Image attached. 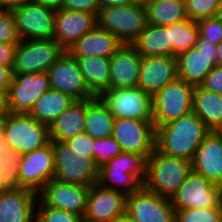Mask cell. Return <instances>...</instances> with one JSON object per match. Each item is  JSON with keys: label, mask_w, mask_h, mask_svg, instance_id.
<instances>
[{"label": "cell", "mask_w": 222, "mask_h": 222, "mask_svg": "<svg viewBox=\"0 0 222 222\" xmlns=\"http://www.w3.org/2000/svg\"><path fill=\"white\" fill-rule=\"evenodd\" d=\"M97 25L116 36L123 45H131L147 25L145 6L128 4L101 8Z\"/></svg>", "instance_id": "cell-5"}, {"label": "cell", "mask_w": 222, "mask_h": 222, "mask_svg": "<svg viewBox=\"0 0 222 222\" xmlns=\"http://www.w3.org/2000/svg\"><path fill=\"white\" fill-rule=\"evenodd\" d=\"M64 52L55 39L20 40L15 52L13 75L47 72Z\"/></svg>", "instance_id": "cell-7"}, {"label": "cell", "mask_w": 222, "mask_h": 222, "mask_svg": "<svg viewBox=\"0 0 222 222\" xmlns=\"http://www.w3.org/2000/svg\"><path fill=\"white\" fill-rule=\"evenodd\" d=\"M89 90L101 96L110 90V58L101 56L76 58Z\"/></svg>", "instance_id": "cell-30"}, {"label": "cell", "mask_w": 222, "mask_h": 222, "mask_svg": "<svg viewBox=\"0 0 222 222\" xmlns=\"http://www.w3.org/2000/svg\"><path fill=\"white\" fill-rule=\"evenodd\" d=\"M178 78L176 57H141L137 87L153 96L166 84Z\"/></svg>", "instance_id": "cell-20"}, {"label": "cell", "mask_w": 222, "mask_h": 222, "mask_svg": "<svg viewBox=\"0 0 222 222\" xmlns=\"http://www.w3.org/2000/svg\"><path fill=\"white\" fill-rule=\"evenodd\" d=\"M70 147H72L73 151L79 152H93V142L94 138H92L86 132H83L77 136H74L65 141Z\"/></svg>", "instance_id": "cell-44"}, {"label": "cell", "mask_w": 222, "mask_h": 222, "mask_svg": "<svg viewBox=\"0 0 222 222\" xmlns=\"http://www.w3.org/2000/svg\"><path fill=\"white\" fill-rule=\"evenodd\" d=\"M18 174L20 188L37 194L55 177L53 141L44 147L21 155Z\"/></svg>", "instance_id": "cell-12"}, {"label": "cell", "mask_w": 222, "mask_h": 222, "mask_svg": "<svg viewBox=\"0 0 222 222\" xmlns=\"http://www.w3.org/2000/svg\"><path fill=\"white\" fill-rule=\"evenodd\" d=\"M175 211V222H222V204L219 207Z\"/></svg>", "instance_id": "cell-35"}, {"label": "cell", "mask_w": 222, "mask_h": 222, "mask_svg": "<svg viewBox=\"0 0 222 222\" xmlns=\"http://www.w3.org/2000/svg\"><path fill=\"white\" fill-rule=\"evenodd\" d=\"M199 36L211 44H219L222 41V17L215 16L197 21Z\"/></svg>", "instance_id": "cell-40"}, {"label": "cell", "mask_w": 222, "mask_h": 222, "mask_svg": "<svg viewBox=\"0 0 222 222\" xmlns=\"http://www.w3.org/2000/svg\"><path fill=\"white\" fill-rule=\"evenodd\" d=\"M216 47L198 36L195 47L176 56L178 78L193 86L201 85L217 65Z\"/></svg>", "instance_id": "cell-14"}, {"label": "cell", "mask_w": 222, "mask_h": 222, "mask_svg": "<svg viewBox=\"0 0 222 222\" xmlns=\"http://www.w3.org/2000/svg\"><path fill=\"white\" fill-rule=\"evenodd\" d=\"M141 57L131 45H123L110 57V89L137 87Z\"/></svg>", "instance_id": "cell-23"}, {"label": "cell", "mask_w": 222, "mask_h": 222, "mask_svg": "<svg viewBox=\"0 0 222 222\" xmlns=\"http://www.w3.org/2000/svg\"><path fill=\"white\" fill-rule=\"evenodd\" d=\"M209 132L205 123L191 111L156 128L155 148L166 156L191 162Z\"/></svg>", "instance_id": "cell-1"}, {"label": "cell", "mask_w": 222, "mask_h": 222, "mask_svg": "<svg viewBox=\"0 0 222 222\" xmlns=\"http://www.w3.org/2000/svg\"><path fill=\"white\" fill-rule=\"evenodd\" d=\"M4 10V7L2 6V4L0 3V12H2Z\"/></svg>", "instance_id": "cell-59"}, {"label": "cell", "mask_w": 222, "mask_h": 222, "mask_svg": "<svg viewBox=\"0 0 222 222\" xmlns=\"http://www.w3.org/2000/svg\"><path fill=\"white\" fill-rule=\"evenodd\" d=\"M19 41L13 14L10 9H4L0 12V43L18 44Z\"/></svg>", "instance_id": "cell-41"}, {"label": "cell", "mask_w": 222, "mask_h": 222, "mask_svg": "<svg viewBox=\"0 0 222 222\" xmlns=\"http://www.w3.org/2000/svg\"><path fill=\"white\" fill-rule=\"evenodd\" d=\"M21 154L7 146L5 148V156H2L0 162L2 166L3 181L8 188H20L18 166Z\"/></svg>", "instance_id": "cell-37"}, {"label": "cell", "mask_w": 222, "mask_h": 222, "mask_svg": "<svg viewBox=\"0 0 222 222\" xmlns=\"http://www.w3.org/2000/svg\"><path fill=\"white\" fill-rule=\"evenodd\" d=\"M191 170L190 161L166 156L155 148L147 158L143 187L152 193L171 199Z\"/></svg>", "instance_id": "cell-2"}, {"label": "cell", "mask_w": 222, "mask_h": 222, "mask_svg": "<svg viewBox=\"0 0 222 222\" xmlns=\"http://www.w3.org/2000/svg\"><path fill=\"white\" fill-rule=\"evenodd\" d=\"M12 79V67L0 66V89L8 90Z\"/></svg>", "instance_id": "cell-46"}, {"label": "cell", "mask_w": 222, "mask_h": 222, "mask_svg": "<svg viewBox=\"0 0 222 222\" xmlns=\"http://www.w3.org/2000/svg\"><path fill=\"white\" fill-rule=\"evenodd\" d=\"M97 184L102 188L122 192L126 196L137 192L143 186L133 174L119 169L98 171Z\"/></svg>", "instance_id": "cell-33"}, {"label": "cell", "mask_w": 222, "mask_h": 222, "mask_svg": "<svg viewBox=\"0 0 222 222\" xmlns=\"http://www.w3.org/2000/svg\"><path fill=\"white\" fill-rule=\"evenodd\" d=\"M112 222H135L134 220H132L126 213L116 217Z\"/></svg>", "instance_id": "cell-53"}, {"label": "cell", "mask_w": 222, "mask_h": 222, "mask_svg": "<svg viewBox=\"0 0 222 222\" xmlns=\"http://www.w3.org/2000/svg\"><path fill=\"white\" fill-rule=\"evenodd\" d=\"M75 101L71 96L50 88L34 102L28 114L49 127Z\"/></svg>", "instance_id": "cell-28"}, {"label": "cell", "mask_w": 222, "mask_h": 222, "mask_svg": "<svg viewBox=\"0 0 222 222\" xmlns=\"http://www.w3.org/2000/svg\"><path fill=\"white\" fill-rule=\"evenodd\" d=\"M79 222H94V221H90V220H88L86 218H81Z\"/></svg>", "instance_id": "cell-57"}, {"label": "cell", "mask_w": 222, "mask_h": 222, "mask_svg": "<svg viewBox=\"0 0 222 222\" xmlns=\"http://www.w3.org/2000/svg\"><path fill=\"white\" fill-rule=\"evenodd\" d=\"M90 186L65 184L50 180L38 193V199L45 205L66 210L84 218Z\"/></svg>", "instance_id": "cell-17"}, {"label": "cell", "mask_w": 222, "mask_h": 222, "mask_svg": "<svg viewBox=\"0 0 222 222\" xmlns=\"http://www.w3.org/2000/svg\"><path fill=\"white\" fill-rule=\"evenodd\" d=\"M85 100L75 101L48 127L50 141H62L84 132Z\"/></svg>", "instance_id": "cell-25"}, {"label": "cell", "mask_w": 222, "mask_h": 222, "mask_svg": "<svg viewBox=\"0 0 222 222\" xmlns=\"http://www.w3.org/2000/svg\"><path fill=\"white\" fill-rule=\"evenodd\" d=\"M20 40L54 39L55 11L35 2L11 9Z\"/></svg>", "instance_id": "cell-8"}, {"label": "cell", "mask_w": 222, "mask_h": 222, "mask_svg": "<svg viewBox=\"0 0 222 222\" xmlns=\"http://www.w3.org/2000/svg\"><path fill=\"white\" fill-rule=\"evenodd\" d=\"M112 169L125 170L126 173L133 174L143 184L146 178L147 158L143 154L122 152L98 171H111Z\"/></svg>", "instance_id": "cell-34"}, {"label": "cell", "mask_w": 222, "mask_h": 222, "mask_svg": "<svg viewBox=\"0 0 222 222\" xmlns=\"http://www.w3.org/2000/svg\"><path fill=\"white\" fill-rule=\"evenodd\" d=\"M9 112L8 90L0 89V114Z\"/></svg>", "instance_id": "cell-49"}, {"label": "cell", "mask_w": 222, "mask_h": 222, "mask_svg": "<svg viewBox=\"0 0 222 222\" xmlns=\"http://www.w3.org/2000/svg\"><path fill=\"white\" fill-rule=\"evenodd\" d=\"M132 4L145 6L150 0H130Z\"/></svg>", "instance_id": "cell-56"}, {"label": "cell", "mask_w": 222, "mask_h": 222, "mask_svg": "<svg viewBox=\"0 0 222 222\" xmlns=\"http://www.w3.org/2000/svg\"><path fill=\"white\" fill-rule=\"evenodd\" d=\"M192 171L222 188V135L210 131L197 148L191 161Z\"/></svg>", "instance_id": "cell-19"}, {"label": "cell", "mask_w": 222, "mask_h": 222, "mask_svg": "<svg viewBox=\"0 0 222 222\" xmlns=\"http://www.w3.org/2000/svg\"><path fill=\"white\" fill-rule=\"evenodd\" d=\"M112 136L122 152L143 154L148 158L155 149L156 129L153 121L115 118Z\"/></svg>", "instance_id": "cell-11"}, {"label": "cell", "mask_w": 222, "mask_h": 222, "mask_svg": "<svg viewBox=\"0 0 222 222\" xmlns=\"http://www.w3.org/2000/svg\"><path fill=\"white\" fill-rule=\"evenodd\" d=\"M175 212L170 199L143 186L126 197L125 213L135 222H175Z\"/></svg>", "instance_id": "cell-15"}, {"label": "cell", "mask_w": 222, "mask_h": 222, "mask_svg": "<svg viewBox=\"0 0 222 222\" xmlns=\"http://www.w3.org/2000/svg\"><path fill=\"white\" fill-rule=\"evenodd\" d=\"M7 146L8 145L4 141L0 143V162L2 160V156H5V148Z\"/></svg>", "instance_id": "cell-55"}, {"label": "cell", "mask_w": 222, "mask_h": 222, "mask_svg": "<svg viewBox=\"0 0 222 222\" xmlns=\"http://www.w3.org/2000/svg\"><path fill=\"white\" fill-rule=\"evenodd\" d=\"M189 20L198 21L219 16L221 0H185Z\"/></svg>", "instance_id": "cell-38"}, {"label": "cell", "mask_w": 222, "mask_h": 222, "mask_svg": "<svg viewBox=\"0 0 222 222\" xmlns=\"http://www.w3.org/2000/svg\"><path fill=\"white\" fill-rule=\"evenodd\" d=\"M92 148L94 153V165L98 170L107 164L113 157L122 153L119 144L113 136L94 139Z\"/></svg>", "instance_id": "cell-36"}, {"label": "cell", "mask_w": 222, "mask_h": 222, "mask_svg": "<svg viewBox=\"0 0 222 222\" xmlns=\"http://www.w3.org/2000/svg\"><path fill=\"white\" fill-rule=\"evenodd\" d=\"M208 91L222 95V65H216L200 85Z\"/></svg>", "instance_id": "cell-43"}, {"label": "cell", "mask_w": 222, "mask_h": 222, "mask_svg": "<svg viewBox=\"0 0 222 222\" xmlns=\"http://www.w3.org/2000/svg\"><path fill=\"white\" fill-rule=\"evenodd\" d=\"M192 111L210 131L222 130V95L194 86Z\"/></svg>", "instance_id": "cell-26"}, {"label": "cell", "mask_w": 222, "mask_h": 222, "mask_svg": "<svg viewBox=\"0 0 222 222\" xmlns=\"http://www.w3.org/2000/svg\"><path fill=\"white\" fill-rule=\"evenodd\" d=\"M147 23L169 26L187 20L185 0H150L146 5Z\"/></svg>", "instance_id": "cell-31"}, {"label": "cell", "mask_w": 222, "mask_h": 222, "mask_svg": "<svg viewBox=\"0 0 222 222\" xmlns=\"http://www.w3.org/2000/svg\"><path fill=\"white\" fill-rule=\"evenodd\" d=\"M8 189L9 188L5 185L3 181L2 166L0 164V194Z\"/></svg>", "instance_id": "cell-54"}, {"label": "cell", "mask_w": 222, "mask_h": 222, "mask_svg": "<svg viewBox=\"0 0 222 222\" xmlns=\"http://www.w3.org/2000/svg\"><path fill=\"white\" fill-rule=\"evenodd\" d=\"M217 65H222V41L217 44Z\"/></svg>", "instance_id": "cell-52"}, {"label": "cell", "mask_w": 222, "mask_h": 222, "mask_svg": "<svg viewBox=\"0 0 222 222\" xmlns=\"http://www.w3.org/2000/svg\"><path fill=\"white\" fill-rule=\"evenodd\" d=\"M51 89L71 96L76 101L96 97L88 88L79 63L67 50L47 70Z\"/></svg>", "instance_id": "cell-10"}, {"label": "cell", "mask_w": 222, "mask_h": 222, "mask_svg": "<svg viewBox=\"0 0 222 222\" xmlns=\"http://www.w3.org/2000/svg\"><path fill=\"white\" fill-rule=\"evenodd\" d=\"M97 25V16L84 11H55L54 39L68 50L84 34Z\"/></svg>", "instance_id": "cell-21"}, {"label": "cell", "mask_w": 222, "mask_h": 222, "mask_svg": "<svg viewBox=\"0 0 222 222\" xmlns=\"http://www.w3.org/2000/svg\"><path fill=\"white\" fill-rule=\"evenodd\" d=\"M194 86L177 78L152 96V121L155 129L190 113Z\"/></svg>", "instance_id": "cell-4"}, {"label": "cell", "mask_w": 222, "mask_h": 222, "mask_svg": "<svg viewBox=\"0 0 222 222\" xmlns=\"http://www.w3.org/2000/svg\"><path fill=\"white\" fill-rule=\"evenodd\" d=\"M122 46V42L116 36L96 25L67 51L75 58L92 56L110 58Z\"/></svg>", "instance_id": "cell-24"}, {"label": "cell", "mask_w": 222, "mask_h": 222, "mask_svg": "<svg viewBox=\"0 0 222 222\" xmlns=\"http://www.w3.org/2000/svg\"><path fill=\"white\" fill-rule=\"evenodd\" d=\"M17 45L0 43V66L13 67Z\"/></svg>", "instance_id": "cell-45"}, {"label": "cell", "mask_w": 222, "mask_h": 222, "mask_svg": "<svg viewBox=\"0 0 222 222\" xmlns=\"http://www.w3.org/2000/svg\"><path fill=\"white\" fill-rule=\"evenodd\" d=\"M126 195L102 188L97 183L90 186L84 218L94 222H112L125 214Z\"/></svg>", "instance_id": "cell-18"}, {"label": "cell", "mask_w": 222, "mask_h": 222, "mask_svg": "<svg viewBox=\"0 0 222 222\" xmlns=\"http://www.w3.org/2000/svg\"><path fill=\"white\" fill-rule=\"evenodd\" d=\"M100 97L114 118L152 121V96L138 87L110 89Z\"/></svg>", "instance_id": "cell-13"}, {"label": "cell", "mask_w": 222, "mask_h": 222, "mask_svg": "<svg viewBox=\"0 0 222 222\" xmlns=\"http://www.w3.org/2000/svg\"><path fill=\"white\" fill-rule=\"evenodd\" d=\"M35 0H23V3L24 2H34Z\"/></svg>", "instance_id": "cell-60"}, {"label": "cell", "mask_w": 222, "mask_h": 222, "mask_svg": "<svg viewBox=\"0 0 222 222\" xmlns=\"http://www.w3.org/2000/svg\"><path fill=\"white\" fill-rule=\"evenodd\" d=\"M114 117L101 97L85 100L84 132L92 138L100 139L112 136Z\"/></svg>", "instance_id": "cell-27"}, {"label": "cell", "mask_w": 222, "mask_h": 222, "mask_svg": "<svg viewBox=\"0 0 222 222\" xmlns=\"http://www.w3.org/2000/svg\"><path fill=\"white\" fill-rule=\"evenodd\" d=\"M38 194L26 188H9L0 194V222H35Z\"/></svg>", "instance_id": "cell-22"}, {"label": "cell", "mask_w": 222, "mask_h": 222, "mask_svg": "<svg viewBox=\"0 0 222 222\" xmlns=\"http://www.w3.org/2000/svg\"><path fill=\"white\" fill-rule=\"evenodd\" d=\"M62 9L70 11H84L98 16V0H64Z\"/></svg>", "instance_id": "cell-42"}, {"label": "cell", "mask_w": 222, "mask_h": 222, "mask_svg": "<svg viewBox=\"0 0 222 222\" xmlns=\"http://www.w3.org/2000/svg\"><path fill=\"white\" fill-rule=\"evenodd\" d=\"M170 201L175 210L219 207L222 188L191 170Z\"/></svg>", "instance_id": "cell-9"}, {"label": "cell", "mask_w": 222, "mask_h": 222, "mask_svg": "<svg viewBox=\"0 0 222 222\" xmlns=\"http://www.w3.org/2000/svg\"><path fill=\"white\" fill-rule=\"evenodd\" d=\"M54 179L65 184L91 186L97 183L98 169L93 152L73 151L66 142L53 141Z\"/></svg>", "instance_id": "cell-3"}, {"label": "cell", "mask_w": 222, "mask_h": 222, "mask_svg": "<svg viewBox=\"0 0 222 222\" xmlns=\"http://www.w3.org/2000/svg\"><path fill=\"white\" fill-rule=\"evenodd\" d=\"M4 142L21 155L40 149L50 142L48 126L28 113H7Z\"/></svg>", "instance_id": "cell-6"}, {"label": "cell", "mask_w": 222, "mask_h": 222, "mask_svg": "<svg viewBox=\"0 0 222 222\" xmlns=\"http://www.w3.org/2000/svg\"><path fill=\"white\" fill-rule=\"evenodd\" d=\"M4 9H13L23 4V0H0Z\"/></svg>", "instance_id": "cell-50"}, {"label": "cell", "mask_w": 222, "mask_h": 222, "mask_svg": "<svg viewBox=\"0 0 222 222\" xmlns=\"http://www.w3.org/2000/svg\"><path fill=\"white\" fill-rule=\"evenodd\" d=\"M7 113L0 114V143L4 141Z\"/></svg>", "instance_id": "cell-51"}, {"label": "cell", "mask_w": 222, "mask_h": 222, "mask_svg": "<svg viewBox=\"0 0 222 222\" xmlns=\"http://www.w3.org/2000/svg\"><path fill=\"white\" fill-rule=\"evenodd\" d=\"M219 16H221V17H222V0H221V2H220Z\"/></svg>", "instance_id": "cell-58"}, {"label": "cell", "mask_w": 222, "mask_h": 222, "mask_svg": "<svg viewBox=\"0 0 222 222\" xmlns=\"http://www.w3.org/2000/svg\"><path fill=\"white\" fill-rule=\"evenodd\" d=\"M170 56L176 57L196 46L199 36L197 21L183 20L169 25Z\"/></svg>", "instance_id": "cell-32"}, {"label": "cell", "mask_w": 222, "mask_h": 222, "mask_svg": "<svg viewBox=\"0 0 222 222\" xmlns=\"http://www.w3.org/2000/svg\"><path fill=\"white\" fill-rule=\"evenodd\" d=\"M131 46L141 56H170L169 26H155L147 23L144 31L136 38Z\"/></svg>", "instance_id": "cell-29"}, {"label": "cell", "mask_w": 222, "mask_h": 222, "mask_svg": "<svg viewBox=\"0 0 222 222\" xmlns=\"http://www.w3.org/2000/svg\"><path fill=\"white\" fill-rule=\"evenodd\" d=\"M50 88L47 72L13 75L8 89L9 111L28 113L34 102Z\"/></svg>", "instance_id": "cell-16"}, {"label": "cell", "mask_w": 222, "mask_h": 222, "mask_svg": "<svg viewBox=\"0 0 222 222\" xmlns=\"http://www.w3.org/2000/svg\"><path fill=\"white\" fill-rule=\"evenodd\" d=\"M64 0H35L34 2L53 11L62 9Z\"/></svg>", "instance_id": "cell-47"}, {"label": "cell", "mask_w": 222, "mask_h": 222, "mask_svg": "<svg viewBox=\"0 0 222 222\" xmlns=\"http://www.w3.org/2000/svg\"><path fill=\"white\" fill-rule=\"evenodd\" d=\"M81 217L72 212L45 206L39 199L35 207V222H79Z\"/></svg>", "instance_id": "cell-39"}, {"label": "cell", "mask_w": 222, "mask_h": 222, "mask_svg": "<svg viewBox=\"0 0 222 222\" xmlns=\"http://www.w3.org/2000/svg\"><path fill=\"white\" fill-rule=\"evenodd\" d=\"M99 9L109 6H124L132 4L130 0H98Z\"/></svg>", "instance_id": "cell-48"}]
</instances>
